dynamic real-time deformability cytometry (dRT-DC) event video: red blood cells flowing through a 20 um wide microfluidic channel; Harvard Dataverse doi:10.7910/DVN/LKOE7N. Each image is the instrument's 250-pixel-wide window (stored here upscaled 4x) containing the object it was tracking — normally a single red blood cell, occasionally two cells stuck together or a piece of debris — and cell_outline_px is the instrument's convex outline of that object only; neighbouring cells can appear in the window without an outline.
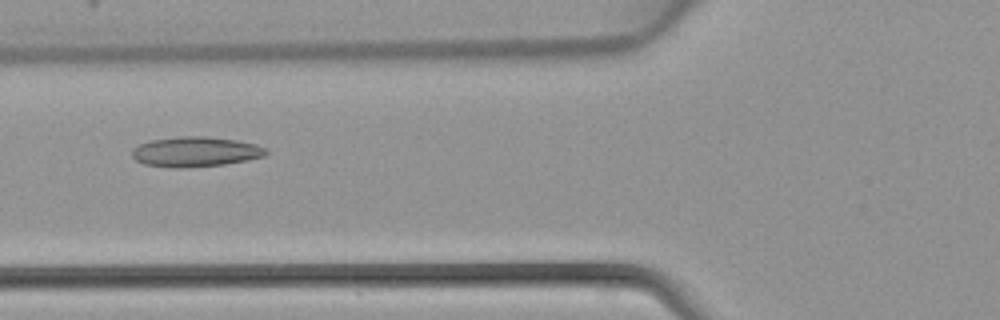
{"species": "common noctule bat (a hibernating species)", "species_latin": "Nyctalus noctula", "temperature_condition": "warm", "stored_images_in_passage": 44, "camera_frame_rate_fps": 3000, "um_per_image_px": 0.085, "animal": {"sex": "female", "body_mass_g": 22.7, "forearm_length_mm": 54.2}, "frame": {"image": 1, "passage_image": 17, "time_ms": 5.333, "image_size_px": [1000, 320], "cell_outline_px": [[268, 152], [264, 156], [248, 160], [224, 164], [188, 168], [172, 168], [144, 164], [136, 160], [132, 156], [132, 148], [140, 144], [152, 140], [180, 136], [204, 136], [236, 140], [256, 144], [268, 148]], "centroid_in_image_um": [16.63, 12.9], "position_along_channel_um": 109.2, "area_um2": 23.58}}
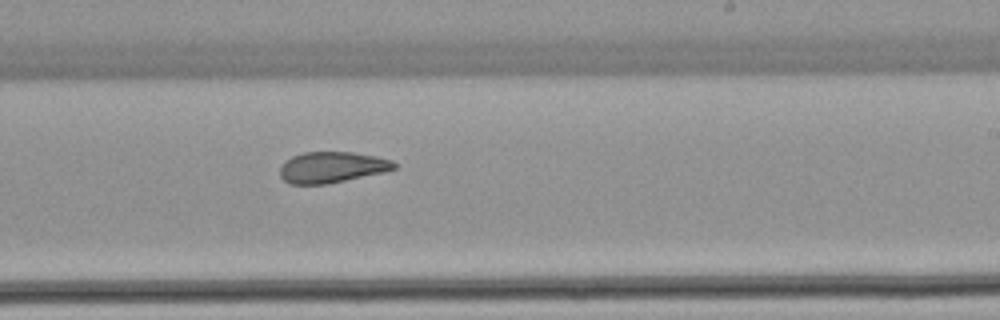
{"frame": {"image": 2, "passage_image": 27, "time_ms": 8.667, "image_size_px": [1000, 320], "cell_outline_px": [[396, 168], [388, 172], [328, 184], [288, 184], [280, 176], [280, 168], [284, 160], [292, 156], [304, 152], [352, 152], [376, 156], [392, 160], [396, 164]], "centroid_in_image_um": [28.23, 14.22], "position_along_channel_um": 260.8, "area_um2": 20.98}}
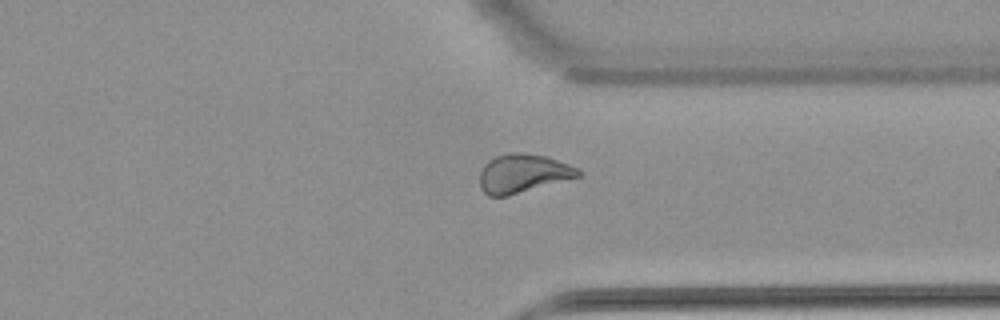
{"frame": {"image": 3, "passage_image": 34, "time_ms": 11.0, "image_size_px": [1000, 320], "cell_outline_px": [[580, 176], [508, 196], [488, 196], [480, 188], [480, 172], [484, 164], [488, 160], [496, 156], [512, 152], [520, 152], [544, 156], [568, 164], [576, 168], [580, 172]], "centroid_in_image_um": [44.39, 14.75], "position_along_channel_um": 367.0, "area_um2": 21.96}}